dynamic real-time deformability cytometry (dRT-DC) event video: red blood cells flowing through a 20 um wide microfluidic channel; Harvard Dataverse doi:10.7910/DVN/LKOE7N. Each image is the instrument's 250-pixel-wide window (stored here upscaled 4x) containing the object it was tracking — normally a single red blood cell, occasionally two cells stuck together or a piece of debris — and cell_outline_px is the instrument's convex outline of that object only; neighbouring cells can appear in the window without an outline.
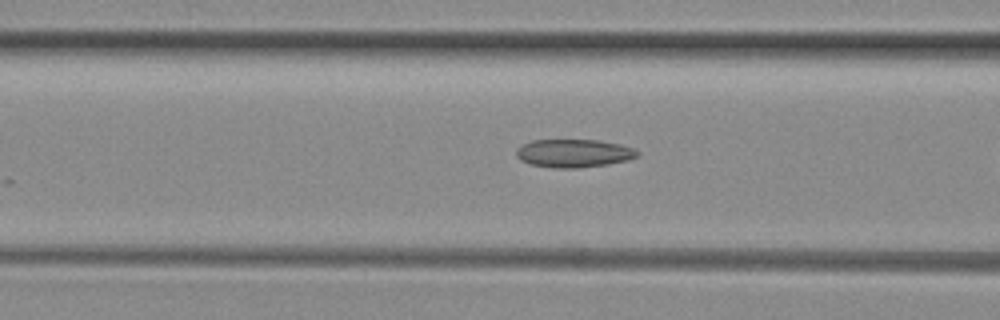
{"species": "common noctule bat (a hibernating species)", "species_latin": "Nyctalus noctula", "temperature_condition": "room temperature", "stored_images_in_passage": 4, "camera_frame_rate_fps": 3000, "um_per_image_px": 0.085, "animal": {"sex": "female", "body_mass_g": 29.2, "forearm_length_mm": 56.3}, "frame": {"image": 1, "passage_image": 4, "time_ms": 1.0, "image_size_px": [1000, 320], "cell_outline_px": [[640, 152], [636, 156], [628, 160], [608, 164], [580, 168], [556, 168], [532, 164], [520, 160], [516, 156], [516, 148], [532, 140], [596, 140], [620, 144], [632, 148]], "centroid_in_image_um": [48.76, 13.03], "position_along_channel_um": 117.8, "area_um2": 19.77}}